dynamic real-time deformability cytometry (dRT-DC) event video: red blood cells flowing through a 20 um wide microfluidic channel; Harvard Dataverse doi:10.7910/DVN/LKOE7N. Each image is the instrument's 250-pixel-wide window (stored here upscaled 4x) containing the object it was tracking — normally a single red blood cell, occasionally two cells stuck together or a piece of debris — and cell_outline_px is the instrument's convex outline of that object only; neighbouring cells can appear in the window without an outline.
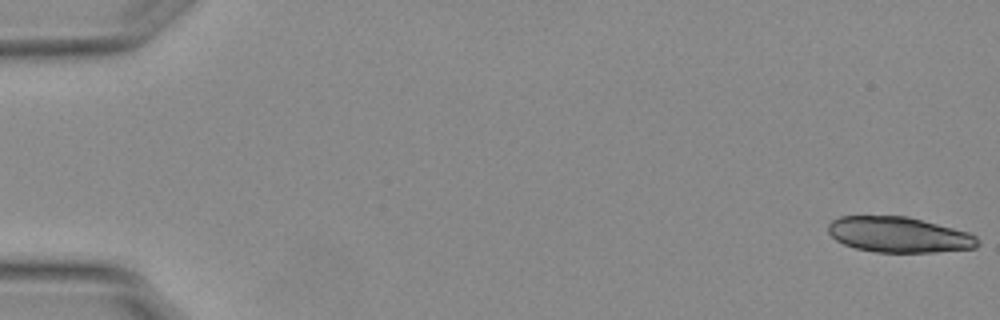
{"species": "Egyptian fruit bat (a non-hibernating species)", "species_latin": "Rousettus aegyptiacus", "temperature_condition": "warm", "stored_images_in_passage": 22, "camera_frame_rate_fps": 3000, "um_per_image_px": 0.085, "animal": {"sex": "female"}, "frame": {"image": 1, "passage_image": 1, "time_ms": 0.0, "image_size_px": [1000, 320], "cell_outline_px": [[980, 244], [976, 248], [936, 252], [876, 252], [856, 248], [844, 244], [836, 240], [828, 232], [828, 224], [832, 220], [840, 216], [908, 216], [968, 232], [976, 236], [980, 240]], "centroid_in_image_um": [76.42, 19.95], "position_along_channel_um": 8.6, "area_um2": 31.04}}
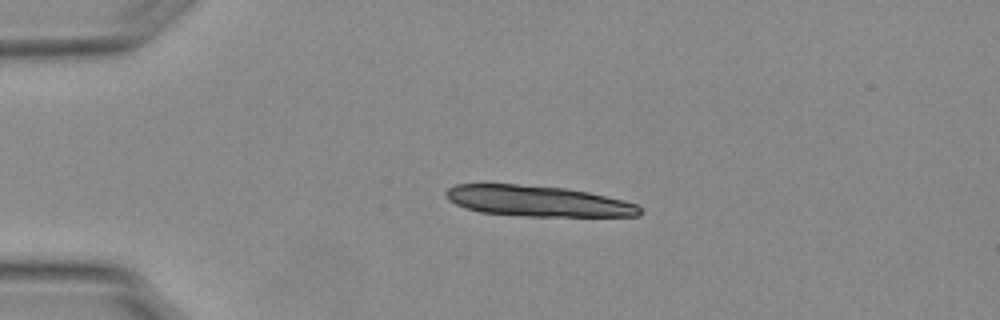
{"frame": {"image": 2, "passage_image": 13, "time_ms": 4.0, "image_size_px": [1000, 320], "cell_outline_px": [[640, 216], [528, 216], [480, 212], [464, 208], [448, 200], [444, 196], [444, 192], [448, 188], [456, 184], [516, 184], [564, 188], [588, 192], [624, 200], [636, 204], [640, 208]], "centroid_in_image_um": [45.66, 17.09], "position_along_channel_um": 39.3, "area_um2": 34.68}}